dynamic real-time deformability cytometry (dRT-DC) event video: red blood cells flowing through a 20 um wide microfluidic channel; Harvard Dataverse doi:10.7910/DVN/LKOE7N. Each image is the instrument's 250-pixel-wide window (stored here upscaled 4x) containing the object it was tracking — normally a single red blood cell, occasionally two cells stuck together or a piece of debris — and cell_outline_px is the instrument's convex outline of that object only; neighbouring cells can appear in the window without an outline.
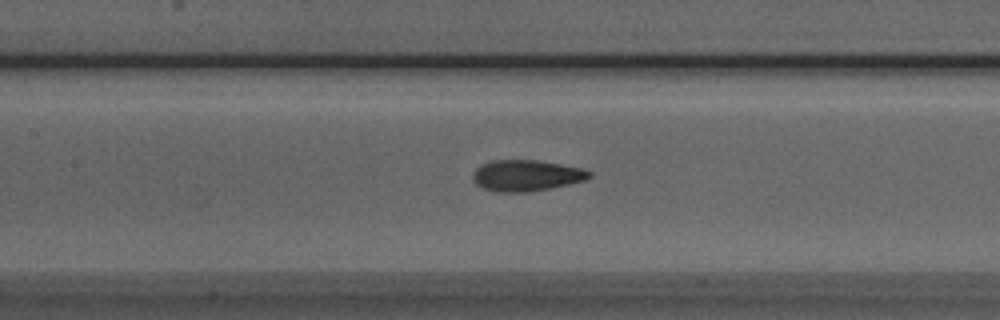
{"species": "Egyptian fruit bat (a non-hibernating species)", "species_latin": "Rousettus aegyptiacus", "temperature_condition": "room temperature", "stored_images_in_passage": 27, "camera_frame_rate_fps": 3000, "um_per_image_px": 0.085, "animal": {"sex": "male"}, "frame": {"image": 1, "passage_image": 9, "time_ms": 2.667, "image_size_px": [1000, 320], "cell_outline_px": [[592, 176], [584, 180], [568, 184], [528, 192], [496, 192], [484, 188], [476, 184], [472, 180], [472, 176], [476, 168], [480, 164], [492, 160], [536, 160], [584, 168], [592, 172]], "centroid_in_image_um": [44.72, 14.91], "position_along_channel_um": 162.7, "area_um2": 21.15}}
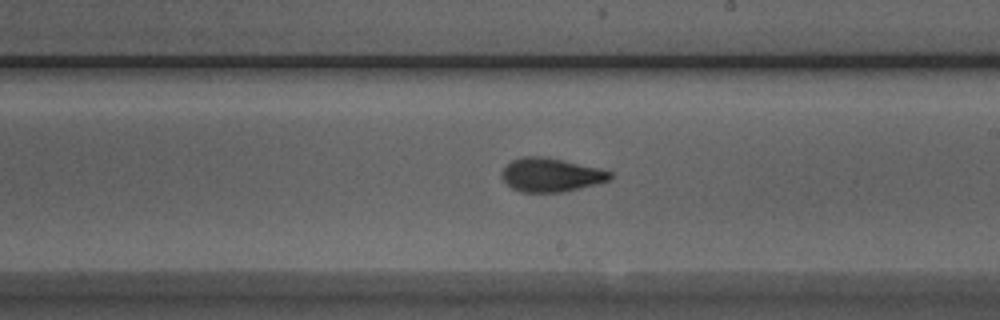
{"frame": {"image": 2, "passage_image": 15, "time_ms": 4.667, "image_size_px": [1000, 320], "cell_outline_px": [[612, 176], [608, 180], [596, 184], [560, 192], [520, 192], [512, 188], [500, 176], [504, 168], [512, 160], [520, 156], [548, 156], [600, 168], [612, 172]], "centroid_in_image_um": [46.82, 14.84], "position_along_channel_um": 242.2, "area_um2": 21.33}}
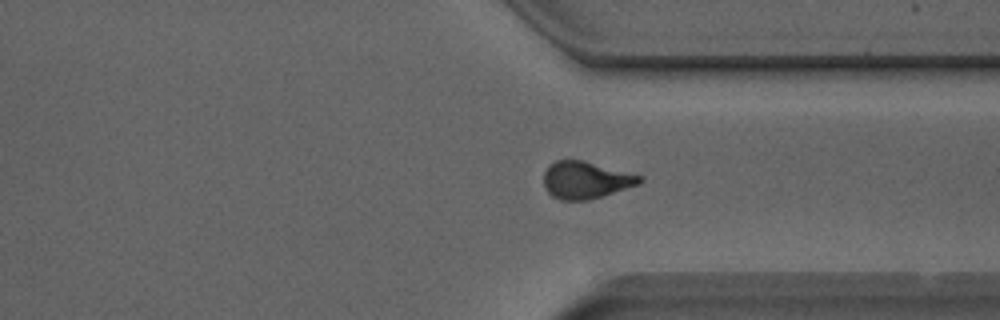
{"frame": {"image": 3, "passage_image": 24, "time_ms": 7.667, "image_size_px": [1000, 320], "cell_outline_px": [[644, 180], [640, 184], [588, 200], [560, 200], [552, 196], [544, 188], [544, 172], [556, 160], [580, 160], [644, 176]], "centroid_in_image_um": [49.8, 15.31], "position_along_channel_um": 361.6, "area_um2": 20.58}}